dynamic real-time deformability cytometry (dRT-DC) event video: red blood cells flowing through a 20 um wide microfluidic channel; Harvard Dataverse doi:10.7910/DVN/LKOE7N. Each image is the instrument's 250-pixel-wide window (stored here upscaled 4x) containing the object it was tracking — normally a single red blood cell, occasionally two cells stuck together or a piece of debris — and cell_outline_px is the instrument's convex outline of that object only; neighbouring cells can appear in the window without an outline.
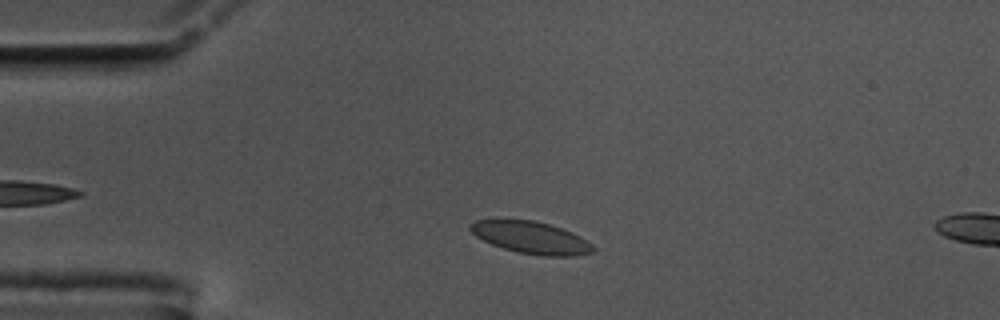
{"species": "common noctule bat (a hibernating species)", "species_latin": "Nyctalus noctula", "temperature_condition": "cold", "stored_images_in_passage": 44, "camera_frame_rate_fps": 3000, "um_per_image_px": 0.085, "animal": {"sex": "male", "body_mass_g": 17.5, "forearm_length_mm": 52.3}, "frame": {"image": 1, "passage_image": 6, "time_ms": 1.667, "image_size_px": [1000, 320], "cell_outline_px": [[596, 248], [592, 252], [572, 256], [540, 256], [516, 252], [492, 244], [476, 236], [468, 228], [468, 224], [476, 220], [532, 220], [548, 224], [572, 232], [580, 236], [592, 244]], "centroid_in_image_um": [45.14, 20.2], "position_along_channel_um": 39.9, "area_um2": 22.83}}
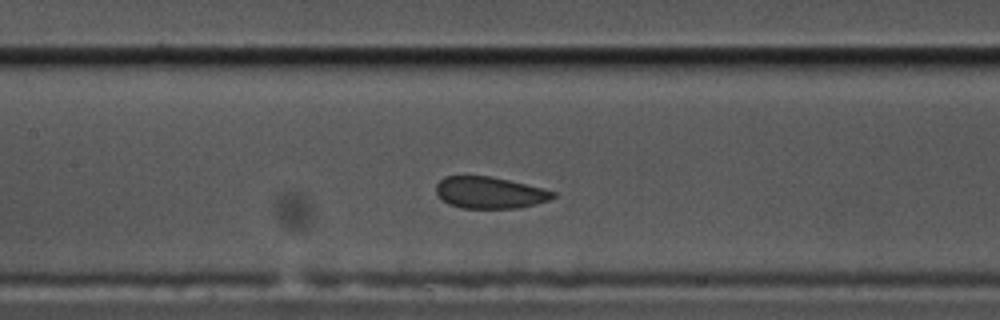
{"frame": {"image": 2, "passage_image": 19, "time_ms": 6.0, "image_size_px": [1000, 320], "cell_outline_px": [[556, 196], [548, 200], [536, 204], [520, 208], [460, 208], [448, 204], [436, 192], [436, 184], [444, 176], [488, 176], [508, 180], [544, 188], [556, 192]], "centroid_in_image_um": [41.64, 16.38], "position_along_channel_um": 165.8, "area_um2": 21.56}}
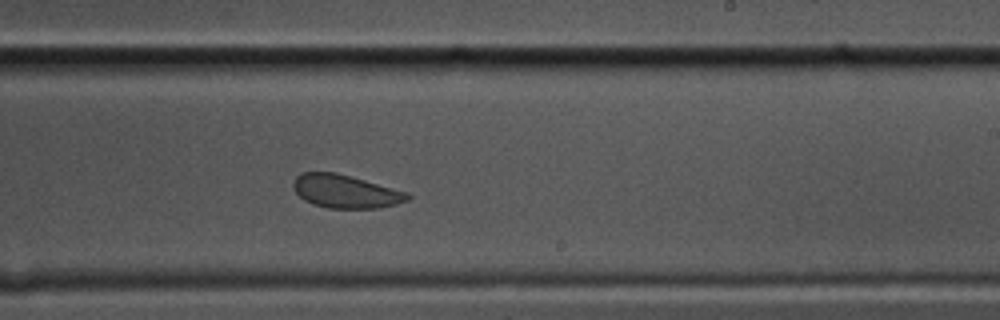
{"frame": {"image": 3, "passage_image": 27, "time_ms": 8.667, "image_size_px": [1000, 320], "cell_outline_px": [[412, 196], [408, 200], [396, 204], [380, 208], [328, 208], [312, 204], [304, 200], [292, 188], [292, 184], [296, 176], [300, 172], [336, 172], [408, 192]], "centroid_in_image_um": [29.35, 16.27], "position_along_channel_um": 259.6, "area_um2": 22.25}, "authors_computed_cell_mechanics": {"area_um2": 22.8021, "velocity_mm_per_s": 3.5323, "shape_relaxation_time_tau1_ms": null, "shape_relaxation_time_tau2_ms": 0.9663, "deformation_change_tau1": null, "deformation_change_tau2": 0.0566}}